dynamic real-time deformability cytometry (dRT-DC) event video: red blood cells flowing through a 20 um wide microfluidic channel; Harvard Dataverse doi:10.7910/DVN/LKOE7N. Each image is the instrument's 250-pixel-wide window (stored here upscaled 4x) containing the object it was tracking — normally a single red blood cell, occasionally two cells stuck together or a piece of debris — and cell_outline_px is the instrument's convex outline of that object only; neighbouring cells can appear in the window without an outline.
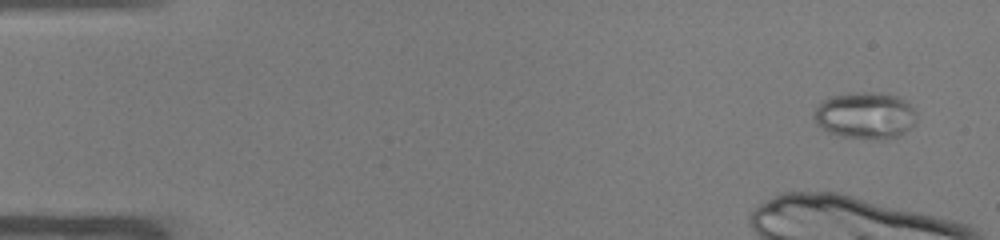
{"species": "common noctule bat (a hibernating species)", "species_latin": "Nyctalus noctula", "temperature_condition": "warm", "stored_images_in_passage": 16, "camera_frame_rate_fps": 3000, "um_per_image_px": 0.085, "animal": {"sex": "male", "body_mass_g": 19.0, "forearm_length_mm": 50.8}, "frame": {"image": 1, "passage_image": 3, "time_ms": 0.667, "image_size_px": [1000, 240], "cell_outline_px": [[916, 116], [912, 124], [900, 136], [888, 140], [876, 140], [840, 136], [828, 132], [816, 124], [812, 116], [816, 108], [824, 100], [832, 96], [848, 92], [880, 92], [896, 96], [904, 100], [916, 112]], "centroid_in_image_um": [73.52, 9.82], "position_along_channel_um": 11.5, "area_um2": 28.15}}